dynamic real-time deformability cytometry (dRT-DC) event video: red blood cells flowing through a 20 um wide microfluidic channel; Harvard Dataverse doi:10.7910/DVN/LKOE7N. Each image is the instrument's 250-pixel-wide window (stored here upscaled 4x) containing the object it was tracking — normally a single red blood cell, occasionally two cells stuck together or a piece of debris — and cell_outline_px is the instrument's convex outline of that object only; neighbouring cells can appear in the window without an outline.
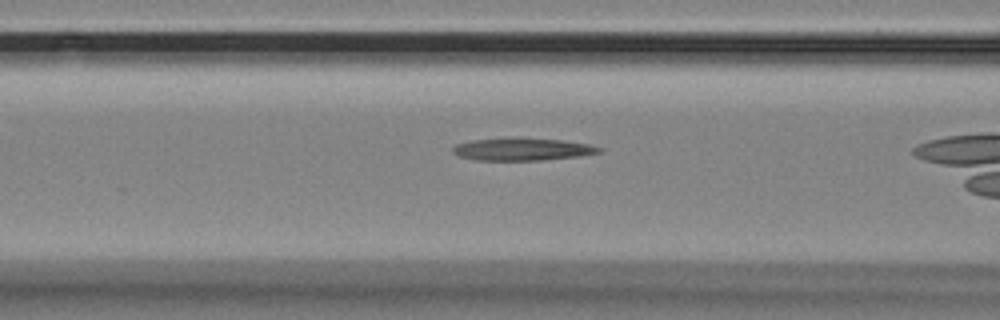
{"species": "Egyptian fruit bat (a non-hibernating species)", "species_latin": "Rousettus aegyptiacus", "temperature_condition": "room temperature", "stored_images_in_passage": 40, "camera_frame_rate_fps": 3000, "um_per_image_px": 0.085, "animal": {"sex": "female"}, "frame": {"image": 1, "passage_image": 18, "time_ms": 5.667, "image_size_px": [1000, 320], "cell_outline_px": [[604, 148], [600, 152], [580, 156], [544, 160], [476, 160], [460, 156], [452, 152], [452, 148], [456, 144], [472, 140], [560, 140], [588, 144]], "centroid_in_image_um": [44.43, 12.73], "position_along_channel_um": 122.2, "area_um2": 18.21}}
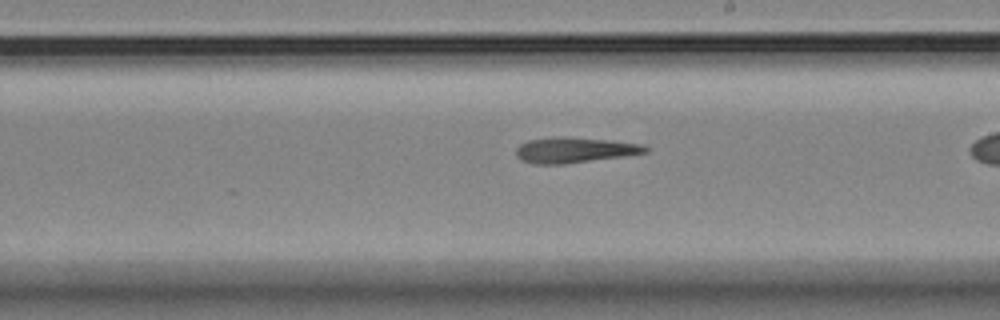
{"frame": {"image": 2, "passage_image": 28, "time_ms": 9.0, "image_size_px": [1000, 320], "cell_outline_px": [[648, 152], [624, 156], [564, 164], [532, 164], [520, 160], [516, 156], [516, 148], [520, 144], [528, 140], [552, 136], [568, 136], [640, 144], [648, 148]], "centroid_in_image_um": [48.75, 12.75], "position_along_channel_um": 240.3, "area_um2": 19.25}}
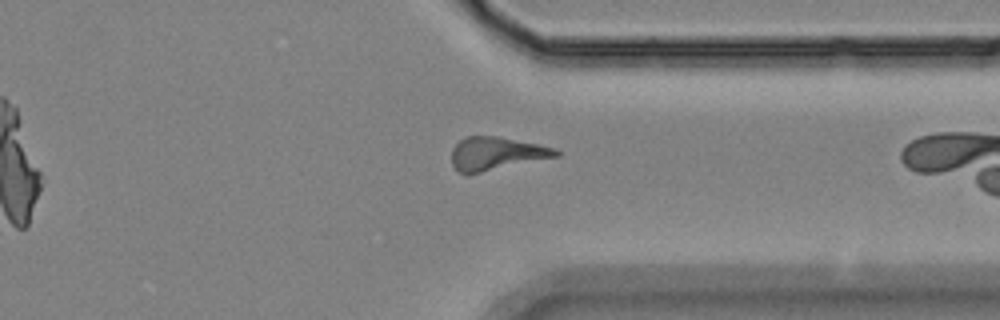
{"frame": {"image": 3, "passage_image": 39, "time_ms": 12.667, "image_size_px": [1000, 320], "cell_outline_px": [[560, 156], [468, 176], [460, 172], [452, 164], [452, 148], [464, 136], [496, 136], [556, 148], [560, 152]], "centroid_in_image_um": [42.18, 13.08], "position_along_channel_um": 369.2, "area_um2": 20.46}}